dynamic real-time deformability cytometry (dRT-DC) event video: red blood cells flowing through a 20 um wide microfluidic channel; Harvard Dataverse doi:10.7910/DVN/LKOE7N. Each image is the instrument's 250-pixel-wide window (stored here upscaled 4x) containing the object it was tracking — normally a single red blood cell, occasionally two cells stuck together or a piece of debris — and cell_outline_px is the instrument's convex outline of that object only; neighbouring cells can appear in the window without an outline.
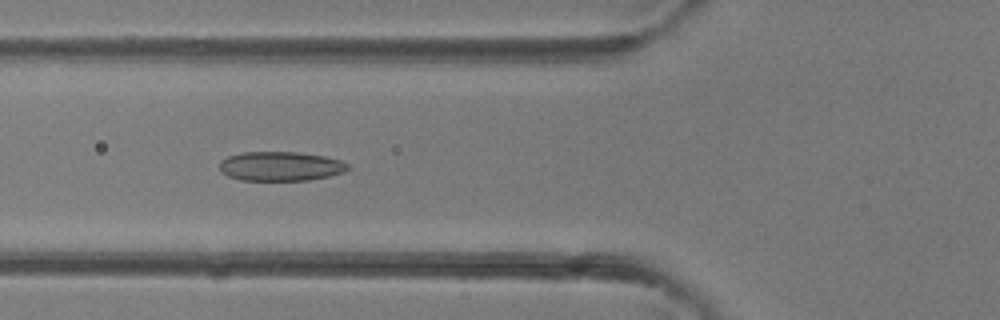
{"species": "common noctule bat (a hibernating species)", "species_latin": "Nyctalus noctula", "temperature_condition": "room temperature", "stored_images_in_passage": 36, "camera_frame_rate_fps": 3000, "um_per_image_px": 0.085, "animal": {"sex": "female"}, "frame": {"image": 1, "passage_image": 11, "time_ms": 3.333, "image_size_px": [1000, 320], "cell_outline_px": [[348, 168], [344, 172], [328, 176], [308, 180], [240, 180], [228, 176], [220, 172], [220, 160], [228, 156], [244, 152], [296, 152], [324, 156], [340, 160], [348, 164]], "centroid_in_image_um": [23.81, 14.13], "position_along_channel_um": 102.0, "area_um2": 21.85}}
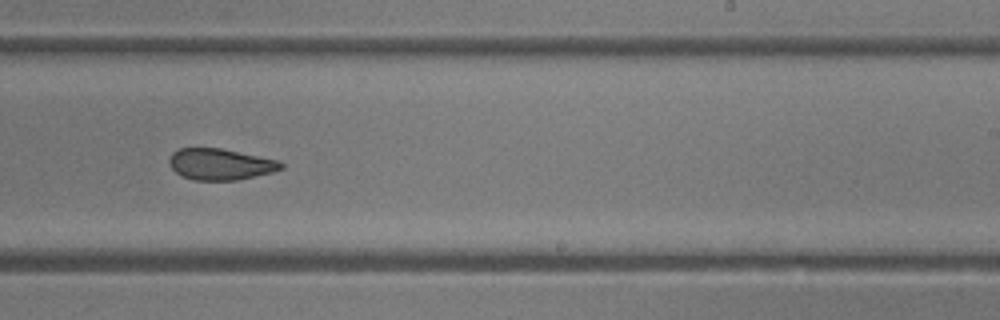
{"frame": {"image": 2, "passage_image": 21, "time_ms": 6.667, "image_size_px": [1000, 320], "cell_outline_px": [[284, 168], [272, 172], [236, 180], [196, 180], [180, 176], [168, 164], [168, 160], [172, 152], [180, 148], [220, 148], [280, 160], [284, 164]], "centroid_in_image_um": [18.72, 13.95], "position_along_channel_um": 270.3, "area_um2": 20.46}}
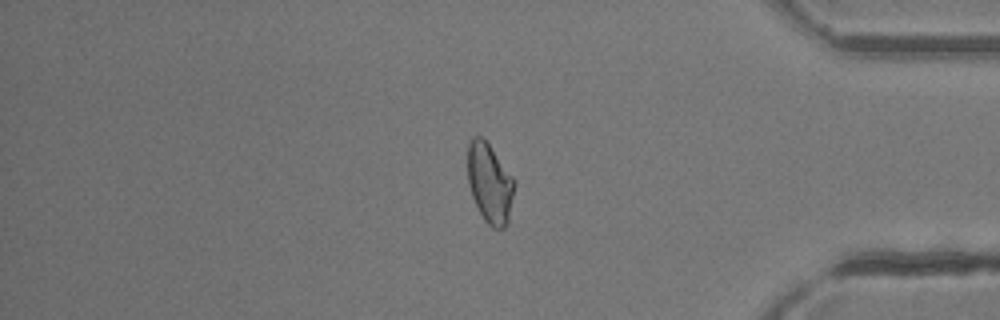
{"frame": {"image": 3, "passage_image": 30, "time_ms": 9.667, "image_size_px": [1000, 320], "cell_outline_px": [[516, 184], [508, 224], [504, 228], [492, 228], [484, 220], [472, 196], [468, 184], [468, 144], [472, 136], [480, 136], [488, 144], [516, 180]], "centroid_in_image_um": [41.65, 15.59], "position_along_channel_um": 393.6, "area_um2": 21.79}}